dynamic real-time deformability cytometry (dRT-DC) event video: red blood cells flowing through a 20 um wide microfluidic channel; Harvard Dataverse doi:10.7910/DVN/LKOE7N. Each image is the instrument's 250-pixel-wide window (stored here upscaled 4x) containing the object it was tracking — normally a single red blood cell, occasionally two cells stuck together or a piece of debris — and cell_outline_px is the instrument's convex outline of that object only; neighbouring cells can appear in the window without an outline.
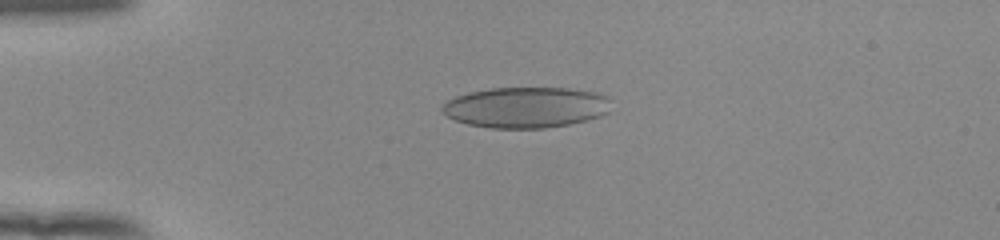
{"species": "human", "species_latin": "Homo sapiens", "temperature_condition": "room temperature", "stored_images_in_passage": 44, "camera_frame_rate_fps": 3000, "um_per_image_px": 0.085, "donor": {"sex": "female"}, "frame": {"image": 1, "passage_image": 4, "time_ms": 1.0, "image_size_px": [1000, 240], "cell_outline_px": [[612, 100], [608, 112], [600, 116], [568, 124], [544, 128], [492, 128], [468, 124], [456, 120], [448, 116], [440, 108], [448, 100], [456, 96], [468, 92], [492, 88], [568, 88], [592, 92], [608, 96]], "centroid_in_image_um": [44.72, 9.12], "position_along_channel_um": 40.3, "area_um2": 40.0}}
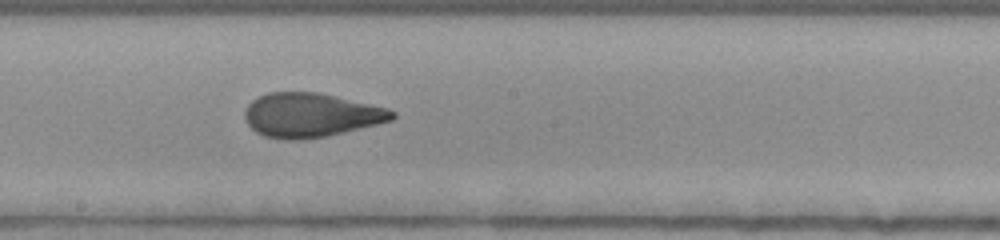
{"frame": {"image": 2, "passage_image": 21, "time_ms": 6.667, "image_size_px": [1000, 240], "cell_outline_px": [[396, 116], [392, 120], [376, 124], [324, 136], [296, 140], [288, 140], [264, 136], [256, 132], [248, 124], [244, 116], [244, 112], [248, 104], [252, 100], [268, 92], [316, 92], [388, 108], [396, 112]], "centroid_in_image_um": [26.39, 9.78], "position_along_channel_um": 221.8, "area_um2": 37.45}}
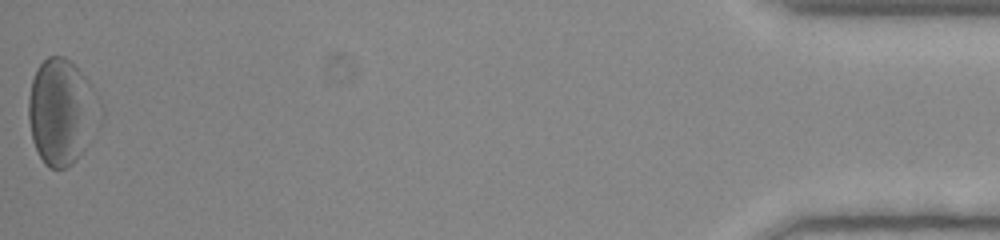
{"frame": {"image": 3, "passage_image": 44, "time_ms": 14.333, "image_size_px": [1000, 240], "cell_outline_px": [[104, 120], [88, 144], [76, 160], [68, 168], [48, 168], [44, 164], [32, 140], [28, 116], [28, 100], [32, 80], [36, 68], [48, 56], [64, 56], [92, 84], [104, 108]], "centroid_in_image_um": [5.3, 9.52], "position_along_channel_um": 429.9, "area_um2": 44.8}, "authors_computed_cell_mechanics": {"area_um2": 37.9168, "velocity_mm_per_s": 3.8736, "shape_relaxation_time_tau1_ms": 8.8327, "shape_relaxation_time_tau2_ms": 1.0198, "deformation_change_tau1": 0.2239, "deformation_change_tau2": 0.0714}}